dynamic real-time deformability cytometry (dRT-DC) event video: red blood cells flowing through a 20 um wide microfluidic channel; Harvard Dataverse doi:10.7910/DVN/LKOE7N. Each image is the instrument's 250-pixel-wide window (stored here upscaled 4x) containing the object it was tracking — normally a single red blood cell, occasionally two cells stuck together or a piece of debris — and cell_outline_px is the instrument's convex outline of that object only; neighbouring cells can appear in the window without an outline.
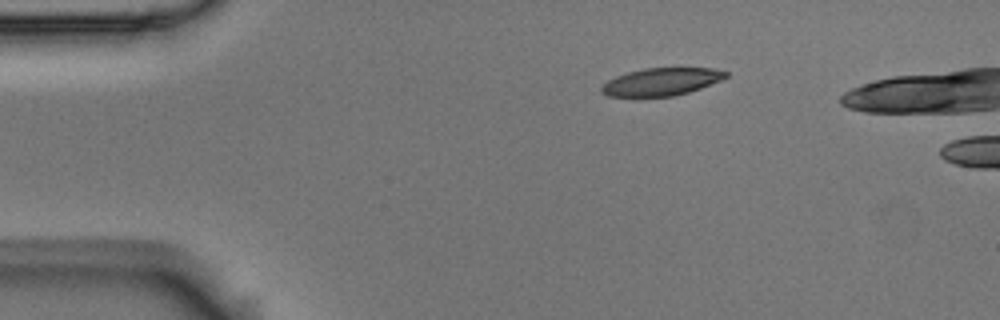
{"species": "Egyptian fruit bat (a non-hibernating species)", "species_latin": "Rousettus aegyptiacus", "temperature_condition": "room temperature", "stored_images_in_passage": 4, "camera_frame_rate_fps": 3000, "um_per_image_px": 0.085, "animal": {"sex": "male"}, "frame": {"image": 1, "passage_image": 1, "time_ms": 0.0, "image_size_px": [1000, 320], "cell_outline_px": [[728, 76], [720, 80], [700, 88], [688, 92], [672, 96], [608, 96], [600, 92], [600, 88], [608, 80], [616, 76], [628, 72], [644, 68], [712, 68], [728, 72]], "centroid_in_image_um": [56.2, 6.94], "position_along_channel_um": 28.8, "area_um2": 19.77}}
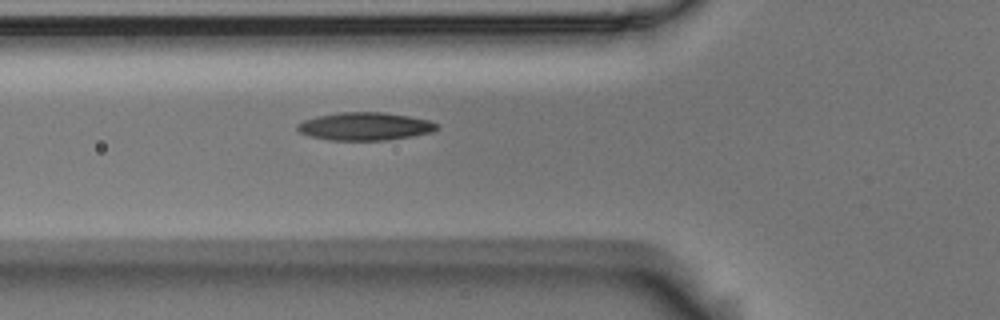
{"frame": {"image": 2, "passage_image": 4, "time_ms": 1.0, "image_size_px": [1000, 320], "cell_outline_px": [[440, 124], [432, 132], [412, 136], [388, 140], [328, 140], [308, 136], [300, 132], [296, 128], [296, 124], [304, 120], [316, 116], [340, 112], [384, 112], [408, 116], [428, 120]], "centroid_in_image_um": [30.99, 10.74], "position_along_channel_um": 94.8, "area_um2": 22.77}}